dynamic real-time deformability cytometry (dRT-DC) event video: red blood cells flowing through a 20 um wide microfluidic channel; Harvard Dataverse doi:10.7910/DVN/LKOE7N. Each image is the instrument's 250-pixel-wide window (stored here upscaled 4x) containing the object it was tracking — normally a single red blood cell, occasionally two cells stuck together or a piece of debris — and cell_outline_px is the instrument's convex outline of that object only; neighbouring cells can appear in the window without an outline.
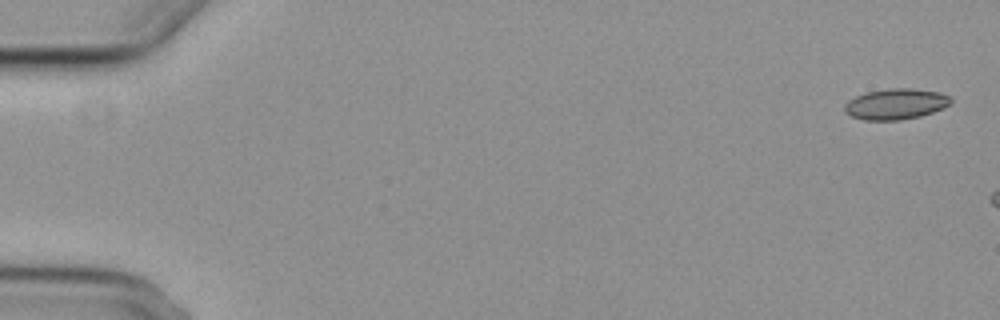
{"species": "common noctule bat (a hibernating species)", "species_latin": "Nyctalus noctula", "temperature_condition": "cold", "stored_images_in_passage": 3, "camera_frame_rate_fps": 3000, "um_per_image_px": 0.085, "animal": {"sex": "female", "body_mass_g": 29.2, "forearm_length_mm": 56.3}, "frame": {"image": 1, "passage_image": 1, "time_ms": 0.0, "image_size_px": [1000, 320], "cell_outline_px": [[952, 100], [944, 108], [920, 116], [900, 120], [864, 120], [852, 116], [844, 112], [844, 104], [848, 100], [856, 96], [868, 92], [892, 88], [912, 88], [940, 92], [952, 96]], "centroid_in_image_um": [76.15, 8.84], "position_along_channel_um": 8.8, "area_um2": 19.07}}